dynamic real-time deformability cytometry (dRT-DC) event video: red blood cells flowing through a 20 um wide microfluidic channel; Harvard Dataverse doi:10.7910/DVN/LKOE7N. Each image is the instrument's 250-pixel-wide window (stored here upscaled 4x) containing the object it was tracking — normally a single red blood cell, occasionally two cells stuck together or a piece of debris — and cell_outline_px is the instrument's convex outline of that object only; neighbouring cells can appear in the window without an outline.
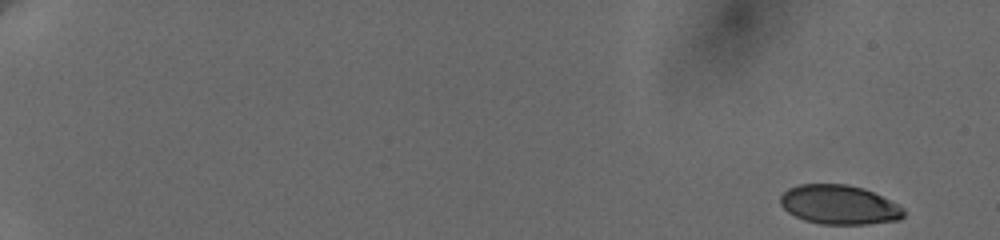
{"species": "human", "species_latin": "Homo sapiens", "temperature_condition": "cold", "stored_images_in_passage": 36, "camera_frame_rate_fps": 3000, "um_per_image_px": 0.085, "donor": {"sex": "female"}, "frame": {"image": 1, "passage_image": 1, "time_ms": 0.0, "image_size_px": [1000, 240], "cell_outline_px": [[904, 216], [900, 220], [868, 224], [820, 224], [804, 220], [788, 212], [780, 204], [780, 196], [788, 188], [800, 184], [848, 184], [864, 188], [904, 208]], "centroid_in_image_um": [71.32, 17.4], "position_along_channel_um": 13.7, "area_um2": 28.21}}
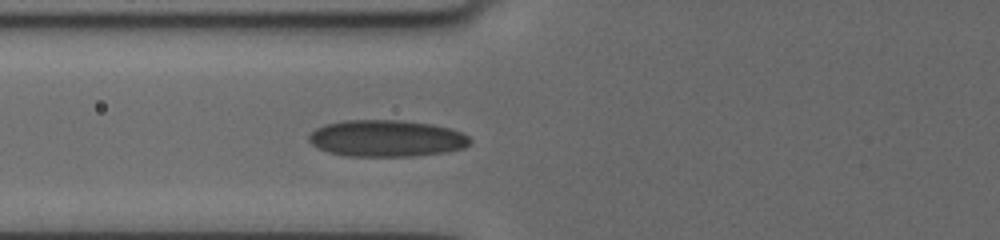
{"frame": {"image": 2, "passage_image": 21, "time_ms": 7.667, "image_size_px": [1000, 240], "cell_outline_px": [[472, 140], [464, 148], [448, 152], [412, 156], [344, 156], [328, 152], [312, 144], [308, 140], [308, 136], [316, 128], [328, 124], [348, 120], [400, 120], [432, 124], [448, 128], [460, 132], [468, 136]], "centroid_in_image_um": [32.87, 11.77], "position_along_channel_um": 92.9, "area_um2": 34.33}}
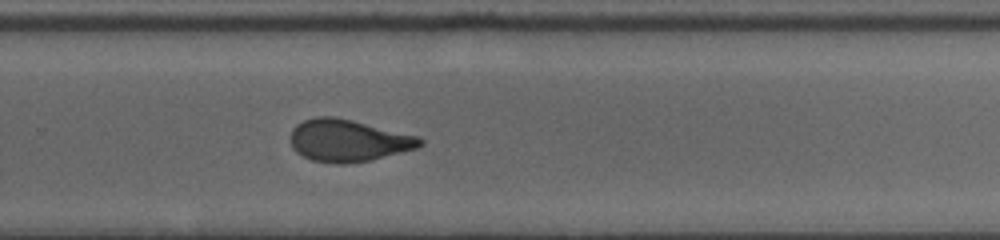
{"frame": {"image": 3, "passage_image": 36, "time_ms": 13.333, "image_size_px": [1000, 240], "cell_outline_px": [[424, 144], [416, 148], [372, 160], [344, 164], [336, 164], [312, 160], [296, 152], [292, 148], [288, 140], [288, 136], [292, 128], [296, 124], [304, 120], [316, 116], [336, 116], [420, 136], [424, 140]], "centroid_in_image_um": [29.57, 11.93], "position_along_channel_um": 300.2, "area_um2": 32.31}}